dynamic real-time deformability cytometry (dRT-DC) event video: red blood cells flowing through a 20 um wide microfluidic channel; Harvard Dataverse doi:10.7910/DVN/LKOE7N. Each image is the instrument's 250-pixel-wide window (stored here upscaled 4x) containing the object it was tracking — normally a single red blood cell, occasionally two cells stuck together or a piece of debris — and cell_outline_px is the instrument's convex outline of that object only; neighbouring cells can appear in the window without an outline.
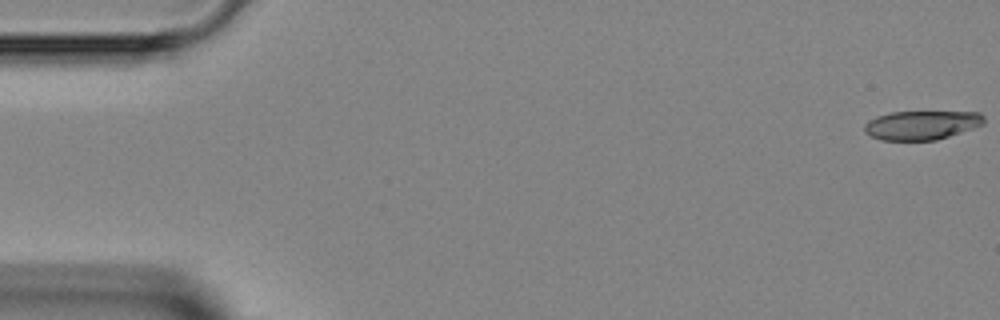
{"species": "Egyptian fruit bat (a non-hibernating species)", "species_latin": "Rousettus aegyptiacus", "temperature_condition": "room temperature", "stored_images_in_passage": 47, "camera_frame_rate_fps": 3000, "um_per_image_px": 0.085, "animal": {"sex": "female"}, "frame": {"image": 1, "passage_image": 1, "time_ms": 0.0, "image_size_px": [1000, 320], "cell_outline_px": [[984, 124], [936, 140], [880, 140], [864, 132], [864, 124], [868, 120], [876, 116], [892, 112], [980, 112], [984, 116]], "centroid_in_image_um": [78.31, 10.63], "position_along_channel_um": 6.7, "area_um2": 20.11}}
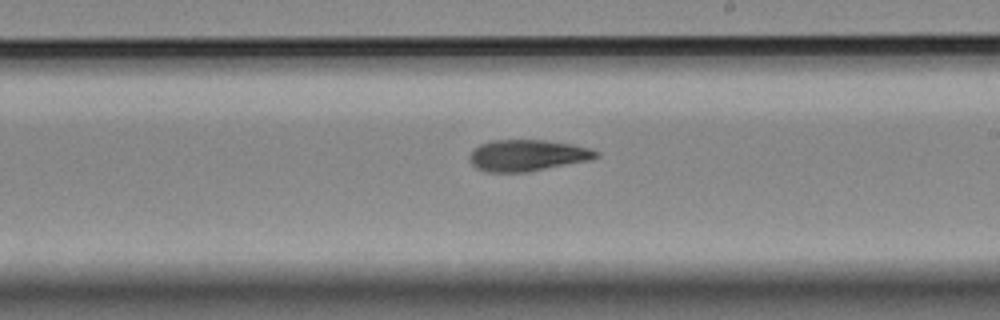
{"frame": {"image": 2, "passage_image": 27, "time_ms": 8.667, "image_size_px": [1000, 320], "cell_outline_px": [[600, 156], [592, 160], [528, 172], [484, 172], [476, 168], [472, 164], [468, 156], [472, 148], [480, 144], [492, 140], [544, 140], [572, 144], [592, 148], [600, 152]], "centroid_in_image_um": [44.84, 13.21], "position_along_channel_um": 244.2, "area_um2": 23.58}}
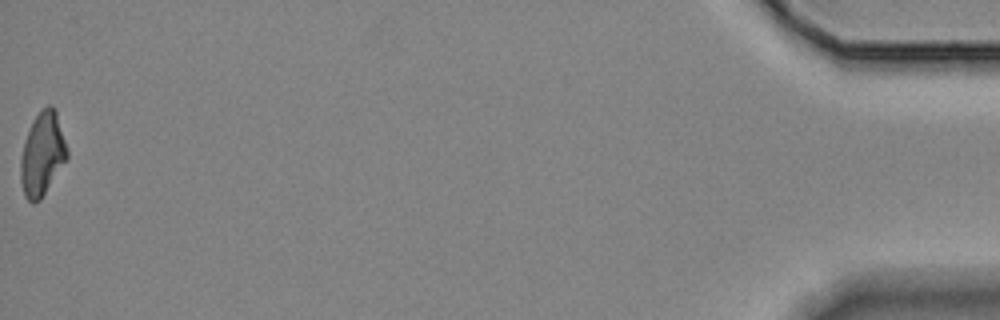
{"frame": {"image": 3, "passage_image": 47, "time_ms": 15.333, "image_size_px": [1000, 320], "cell_outline_px": [[68, 156], [40, 200], [32, 204], [24, 196], [20, 180], [20, 160], [24, 140], [36, 116], [48, 104], [52, 104], [56, 108], [68, 148]], "centroid_in_image_um": [3.6, 13.08], "position_along_channel_um": 431.6, "area_um2": 22.54}}